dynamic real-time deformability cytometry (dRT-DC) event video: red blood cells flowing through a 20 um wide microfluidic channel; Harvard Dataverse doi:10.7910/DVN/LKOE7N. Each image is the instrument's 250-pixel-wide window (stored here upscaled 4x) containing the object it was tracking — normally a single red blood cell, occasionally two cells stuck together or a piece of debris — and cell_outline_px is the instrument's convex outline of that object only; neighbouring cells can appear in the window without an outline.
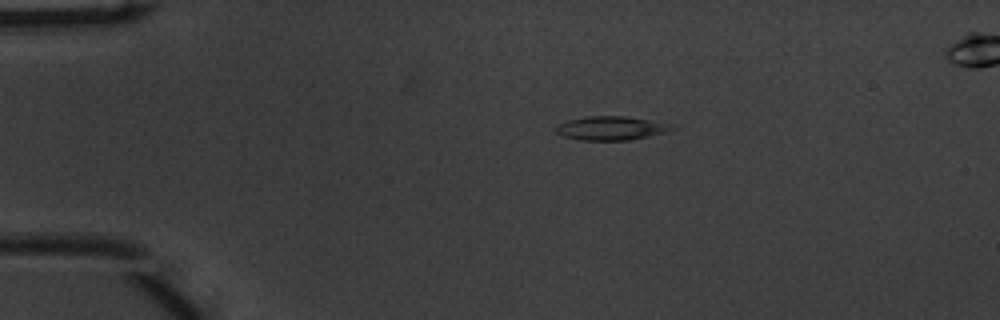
{"species": "common noctule bat (a hibernating species)", "species_latin": "Nyctalus noctula", "temperature_condition": "warm", "stored_images_in_passage": 44, "camera_frame_rate_fps": 3000, "um_per_image_px": 0.085, "animal": {"sex": "male", "body_mass_g": 20.1, "forearm_length_mm": 53.5}, "frame": {"image": 1, "passage_image": 3, "time_ms": 0.667, "image_size_px": [1000, 320], "cell_outline_px": [[676, 128], [664, 132], [628, 140], [580, 140], [564, 136], [556, 132], [552, 128], [556, 124], [568, 120], [588, 116], [624, 116], [648, 120], [668, 124]], "centroid_in_image_um": [51.83, 10.89], "position_along_channel_um": 33.2, "area_um2": 15.84}}
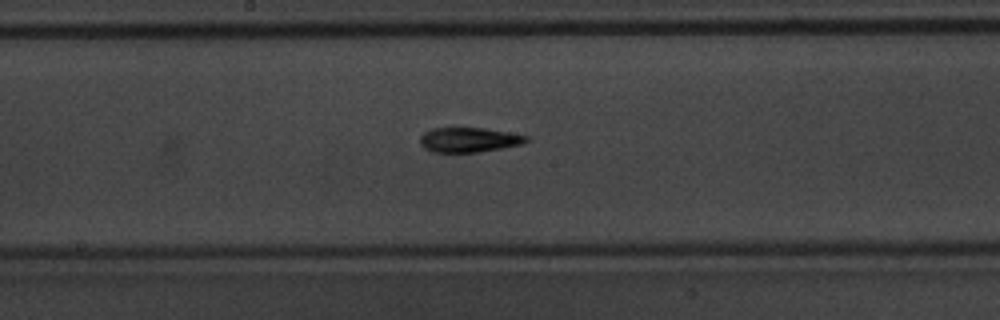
{"frame": {"image": 2, "passage_image": 20, "time_ms": 6.333, "image_size_px": [1000, 320], "cell_outline_px": [[528, 140], [520, 144], [504, 148], [476, 152], [432, 152], [424, 148], [420, 144], [420, 136], [424, 132], [432, 128], [484, 128], [508, 132], [528, 136]], "centroid_in_image_um": [39.83, 11.88], "position_along_channel_um": 208.4, "area_um2": 15.26}}
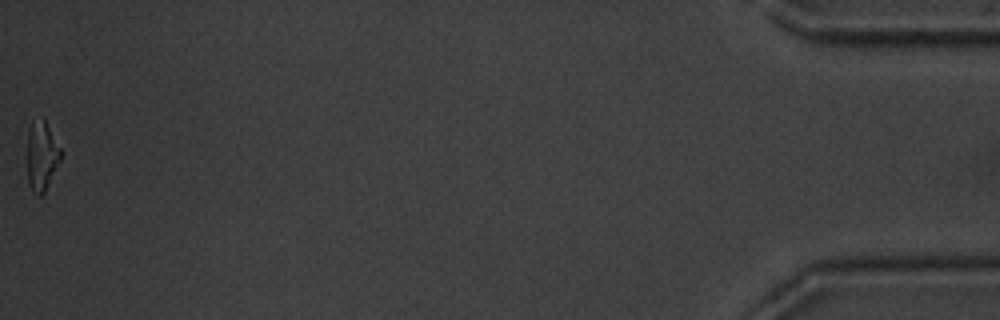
{"frame": {"image": 3, "passage_image": 44, "time_ms": 14.333, "image_size_px": [1000, 320], "cell_outline_px": [[64, 152], [44, 192], [40, 196], [32, 192], [28, 184], [28, 132], [32, 120], [44, 116]], "centroid_in_image_um": [3.57, 13.18], "position_along_channel_um": 431.6, "area_um2": 13.87}, "authors_computed_cell_mechanics": {"area_um2": 15.2303, "velocity_mm_per_s": 3.9613, "shape_relaxation_time_tau1_ms": 3.6119, "shape_relaxation_time_tau2_ms": 5.3647, "deformation_change_tau1": 0.1841, "deformation_change_tau2": 0.1584}}